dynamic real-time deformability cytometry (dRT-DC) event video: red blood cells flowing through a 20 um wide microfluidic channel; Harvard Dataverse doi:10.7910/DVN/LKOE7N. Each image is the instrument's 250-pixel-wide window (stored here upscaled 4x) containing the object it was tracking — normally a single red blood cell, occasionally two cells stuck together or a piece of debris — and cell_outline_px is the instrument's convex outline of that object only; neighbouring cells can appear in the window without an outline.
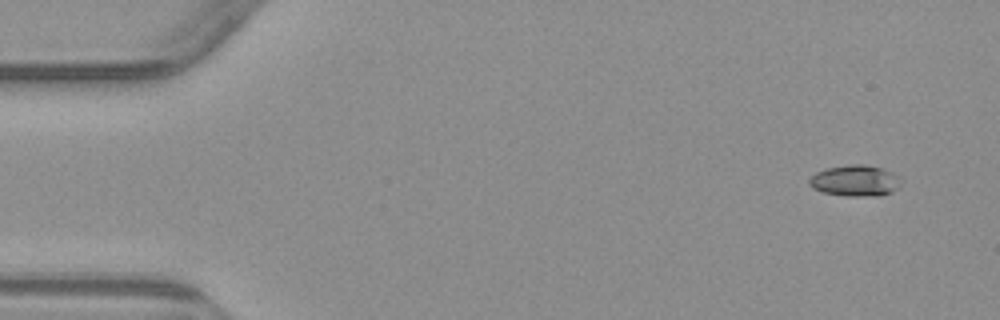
{"species": "common noctule bat (a hibernating species)", "species_latin": "Nyctalus noctula", "temperature_condition": "warm", "stored_images_in_passage": 3, "camera_frame_rate_fps": 3000, "um_per_image_px": 0.085, "animal": {"sex": "male", "body_mass_g": 23.1, "forearm_length_mm": 52.7}, "frame": {"image": 1, "passage_image": 1, "time_ms": 0.0, "image_size_px": [1000, 320], "cell_outline_px": [[900, 184], [892, 192], [880, 196], [848, 196], [824, 192], [812, 188], [808, 184], [808, 180], [816, 172], [828, 168], [848, 164], [864, 164], [880, 168], [892, 172], [900, 176]], "centroid_in_image_um": [72.69, 15.36], "position_along_channel_um": 12.3, "area_um2": 16.65}}